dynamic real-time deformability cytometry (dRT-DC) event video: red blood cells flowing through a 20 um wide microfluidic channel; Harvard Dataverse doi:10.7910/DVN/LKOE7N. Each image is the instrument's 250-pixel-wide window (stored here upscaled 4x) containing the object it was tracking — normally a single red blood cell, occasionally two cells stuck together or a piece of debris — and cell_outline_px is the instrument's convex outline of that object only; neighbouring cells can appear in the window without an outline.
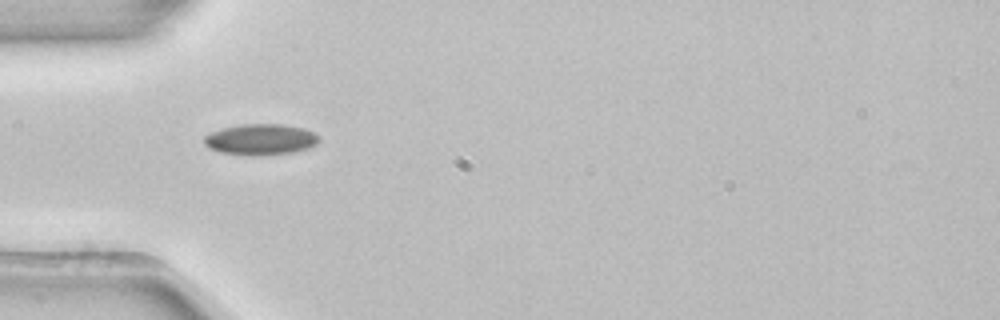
{"species": "common noctule bat (a hibernating species)", "species_latin": "Nyctalus noctula", "temperature_condition": "room temperature", "stored_images_in_passage": 37, "camera_frame_rate_fps": 3000, "um_per_image_px": 0.085, "animal": {"sex": "female", "body_mass_g": 22.7, "forearm_length_mm": 54.2}, "frame": {"image": 1, "passage_image": 1, "time_ms": 0.0, "image_size_px": [1000, 320], "cell_outline_px": [[320, 140], [316, 144], [308, 148], [292, 152], [220, 152], [208, 148], [204, 144], [204, 136], [212, 132], [224, 128], [244, 124], [284, 124], [304, 128], [320, 136]], "centroid_in_image_um": [22.19, 11.79], "position_along_channel_um": 62.8, "area_um2": 19.65}}
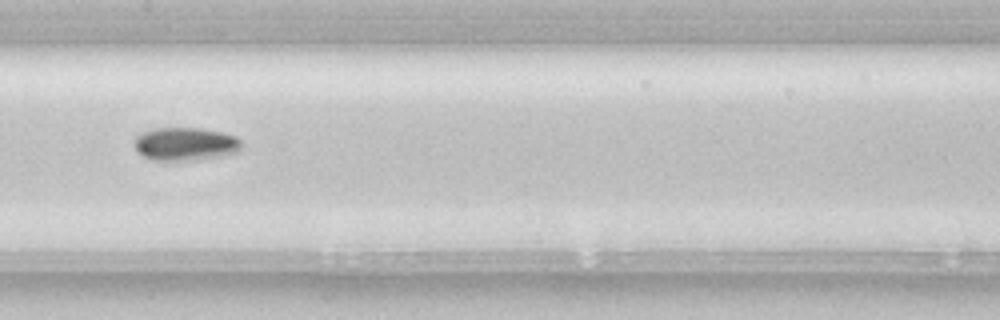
{"frame": {"image": 2, "passage_image": 11, "time_ms": 3.333, "image_size_px": [1000, 320], "cell_outline_px": [[240, 148], [236, 152], [220, 156], [196, 160], [152, 160], [136, 152], [132, 144], [136, 136], [152, 128], [200, 128], [224, 132], [236, 136], [240, 140]], "centroid_in_image_um": [15.71, 12.23], "position_along_channel_um": 191.7, "area_um2": 20.87}, "authors_computed_cell_mechanics": {"area_um2": 18.5538, "velocity_mm_per_s": 3.9137, "shape_relaxation_time_tau1_ms": 3.9549, "shape_relaxation_time_tau2_ms": null, "deformation_change_tau1": 0.0855, "deformation_change_tau2": null}}